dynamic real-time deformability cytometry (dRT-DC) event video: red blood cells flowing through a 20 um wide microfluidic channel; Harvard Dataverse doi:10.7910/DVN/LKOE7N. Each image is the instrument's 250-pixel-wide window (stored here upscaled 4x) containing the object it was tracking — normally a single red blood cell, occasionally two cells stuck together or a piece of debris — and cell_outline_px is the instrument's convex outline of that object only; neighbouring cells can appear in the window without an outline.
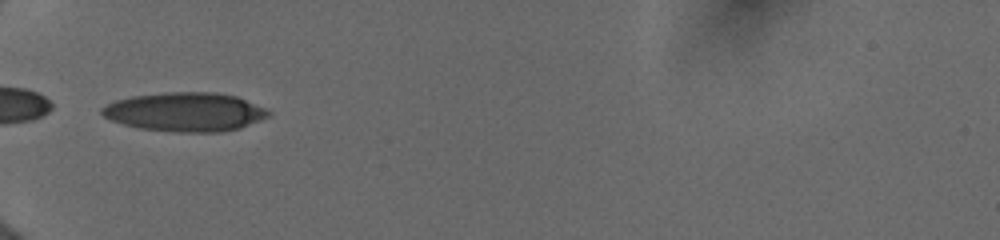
{"species": "human", "species_latin": "Homo sapiens", "temperature_condition": "cold", "stored_images_in_passage": 10, "camera_frame_rate_fps": 3000, "um_per_image_px": 0.085, "donor": {"sex": "female"}, "frame": {"image": 1, "passage_image": 1, "time_ms": 0.0, "image_size_px": [1000, 240], "cell_outline_px": [[272, 112], [268, 116], [260, 120], [240, 128], [220, 132], [176, 132], [140, 128], [124, 124], [112, 120], [104, 116], [100, 112], [100, 108], [116, 100], [132, 96], [168, 92], [212, 92], [236, 96], [264, 108]], "centroid_in_image_um": [15.73, 9.51], "position_along_channel_um": 69.3, "area_um2": 37.51}}
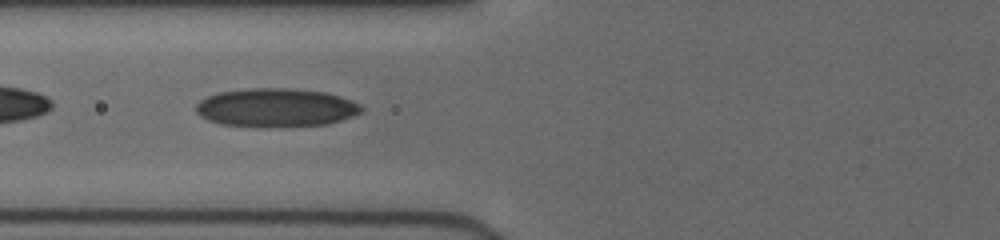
{"frame": {"image": 2, "passage_image": 5, "time_ms": 1.0, "image_size_px": [1000, 240], "cell_outline_px": [[364, 108], [360, 112], [352, 116], [328, 124], [256, 128], [220, 124], [208, 120], [200, 116], [196, 112], [196, 104], [200, 100], [208, 96], [220, 92], [252, 88], [292, 88], [324, 92], [340, 96], [352, 100], [360, 104]], "centroid_in_image_um": [23.44, 9.16], "position_along_channel_um": 102.4, "area_um2": 37.45}}